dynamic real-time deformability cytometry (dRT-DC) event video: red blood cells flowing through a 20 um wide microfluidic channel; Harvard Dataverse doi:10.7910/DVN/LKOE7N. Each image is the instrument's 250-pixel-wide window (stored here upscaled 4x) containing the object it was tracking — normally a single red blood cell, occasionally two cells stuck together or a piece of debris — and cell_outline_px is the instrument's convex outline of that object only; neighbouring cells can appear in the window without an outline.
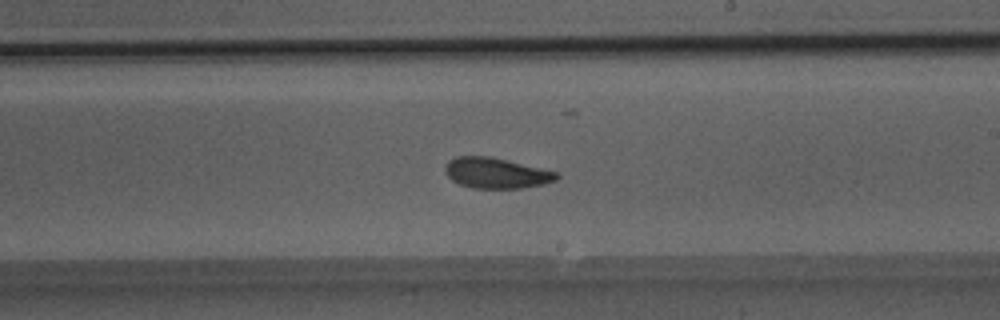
{"species": "Egyptian fruit bat (a non-hibernating species)", "species_latin": "Rousettus aegyptiacus", "temperature_condition": "room temperature", "stored_images_in_passage": 52, "camera_frame_rate_fps": 3000, "um_per_image_px": 0.085, "animal": {"sex": "male"}, "frame": {"image": 1, "passage_image": 31, "time_ms": 10.0, "image_size_px": [1000, 320], "cell_outline_px": [[560, 176], [556, 180], [544, 184], [520, 188], [472, 188], [460, 184], [452, 180], [444, 172], [444, 168], [448, 160], [456, 156], [488, 156], [540, 168], [556, 172]], "centroid_in_image_um": [42.13, 14.71], "position_along_channel_um": 246.9, "area_um2": 19.71}}
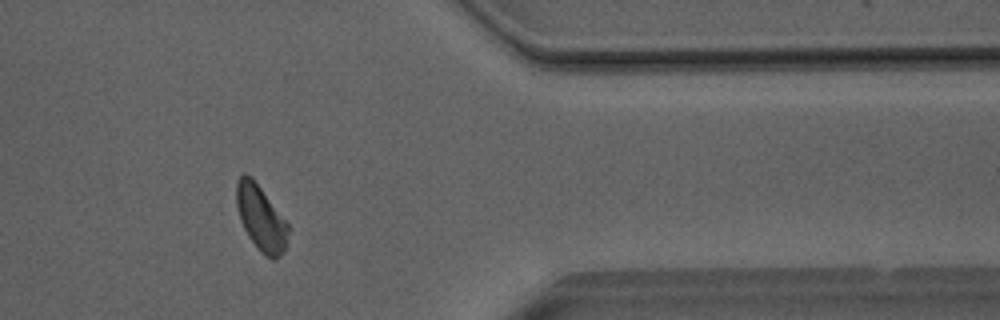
{"frame": {"image": 2, "passage_image": 43, "time_ms": 14.0, "image_size_px": [1000, 320], "cell_outline_px": [[288, 232], [284, 252], [276, 260], [272, 260], [260, 252], [248, 236], [240, 220], [236, 204], [236, 180], [244, 172], [252, 176], [288, 224]], "centroid_in_image_um": [22.15, 18.53], "position_along_channel_um": 389.2, "area_um2": 19.71}}
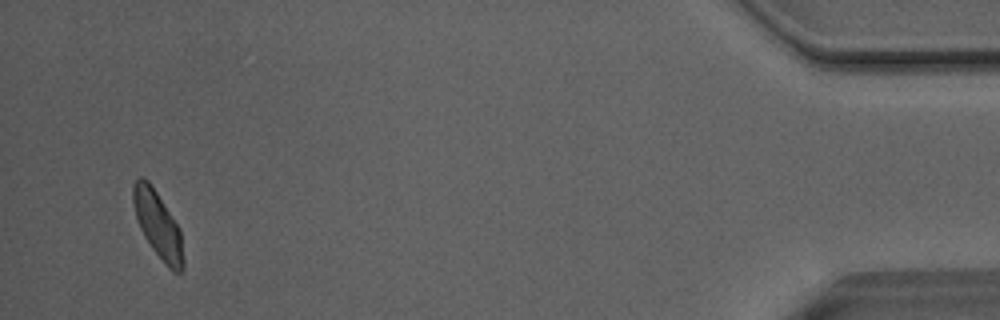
{"frame": {"image": 3, "passage_image": 50, "time_ms": 16.333, "image_size_px": [1000, 320], "cell_outline_px": [[184, 268], [180, 272], [172, 272], [168, 268], [152, 248], [144, 236], [140, 228], [136, 216], [132, 200], [132, 184], [140, 176], [144, 176], [148, 180], [180, 228], [184, 260]], "centroid_in_image_um": [13.42, 19.11], "position_along_channel_um": 421.8, "area_um2": 19.42}, "authors_computed_cell_mechanics": {"area_um2": 20.6346, "velocity_mm_per_s": 4.0055, "shape_relaxation_time_tau1_ms": 3.2621, "shape_relaxation_time_tau2_ms": 2.7091, "deformation_change_tau1": 0.098, "deformation_change_tau2": 0.0695}}